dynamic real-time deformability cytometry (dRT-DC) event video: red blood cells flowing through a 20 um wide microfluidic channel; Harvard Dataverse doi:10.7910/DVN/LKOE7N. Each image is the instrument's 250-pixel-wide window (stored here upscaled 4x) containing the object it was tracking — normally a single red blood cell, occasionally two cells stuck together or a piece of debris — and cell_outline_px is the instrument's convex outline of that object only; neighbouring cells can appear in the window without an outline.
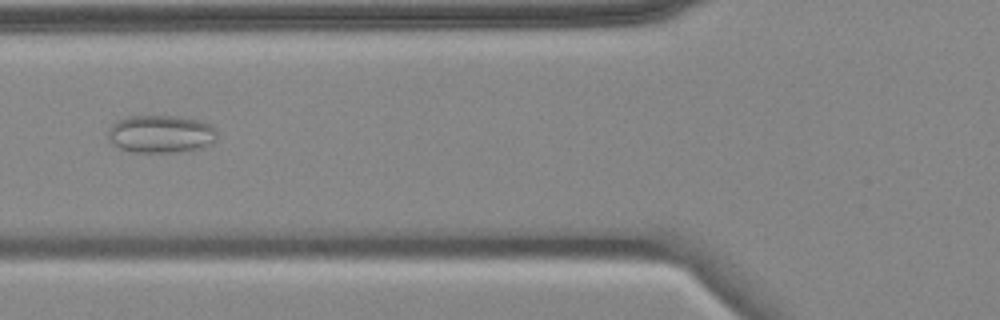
{"species": "common noctule bat (a hibernating species)", "species_latin": "Nyctalus noctula", "temperature_condition": "cold", "stored_images_in_passage": 10, "camera_frame_rate_fps": 3000, "um_per_image_px": 0.085, "animal": {"sex": "female", "body_mass_g": 18.4}, "frame": {"image": 1, "passage_image": 5, "time_ms": 5.667, "image_size_px": [1000, 320], "cell_outline_px": [[216, 140], [192, 152], [132, 152], [120, 148], [112, 144], [108, 136], [108, 132], [112, 124], [128, 116], [176, 116], [200, 120], [212, 124], [216, 128]], "centroid_in_image_um": [13.71, 11.4], "position_along_channel_um": 112.1, "area_um2": 24.22}}
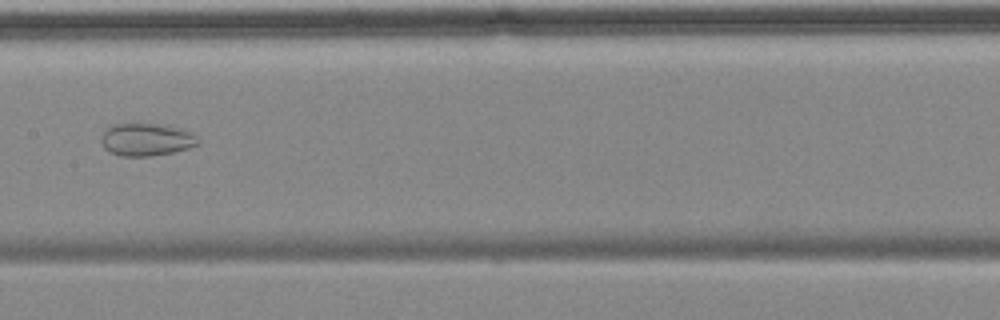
{"frame": {"image": 2, "passage_image": 7, "time_ms": 8.0, "image_size_px": [1000, 320], "cell_outline_px": [[200, 144], [188, 148], [172, 152], [152, 156], [120, 156], [108, 152], [104, 148], [100, 140], [104, 132], [112, 124], [164, 124], [192, 132], [200, 140]], "centroid_in_image_um": [12.45, 11.87], "position_along_channel_um": 194.9, "area_um2": 18.5}}